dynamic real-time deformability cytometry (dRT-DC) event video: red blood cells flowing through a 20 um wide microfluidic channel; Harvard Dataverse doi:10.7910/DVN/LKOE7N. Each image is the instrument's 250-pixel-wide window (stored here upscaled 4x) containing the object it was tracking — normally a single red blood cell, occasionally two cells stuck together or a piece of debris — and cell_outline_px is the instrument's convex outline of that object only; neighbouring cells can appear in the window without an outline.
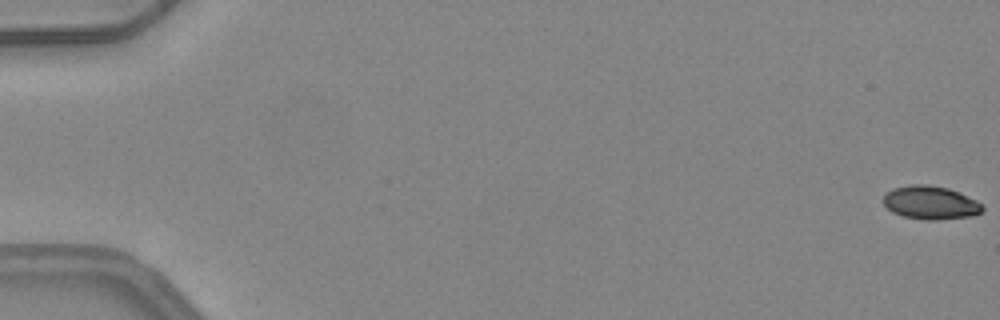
{"species": "common noctule bat (a hibernating species)", "species_latin": "Nyctalus noctula", "temperature_condition": "warm", "stored_images_in_passage": 51, "camera_frame_rate_fps": 3000, "um_per_image_px": 0.085, "animal": {"sex": "female", "body_mass_g": 24.6, "forearm_length_mm": 56.2}, "frame": {"image": 1, "passage_image": 1, "time_ms": 0.0, "image_size_px": [1000, 320], "cell_outline_px": [[984, 208], [980, 212], [972, 216], [936, 220], [924, 220], [904, 216], [892, 212], [884, 204], [884, 196], [892, 188], [912, 184], [924, 184], [948, 188], [976, 200]], "centroid_in_image_um": [79.08, 17.23], "position_along_channel_um": 5.9, "area_um2": 19.07}}
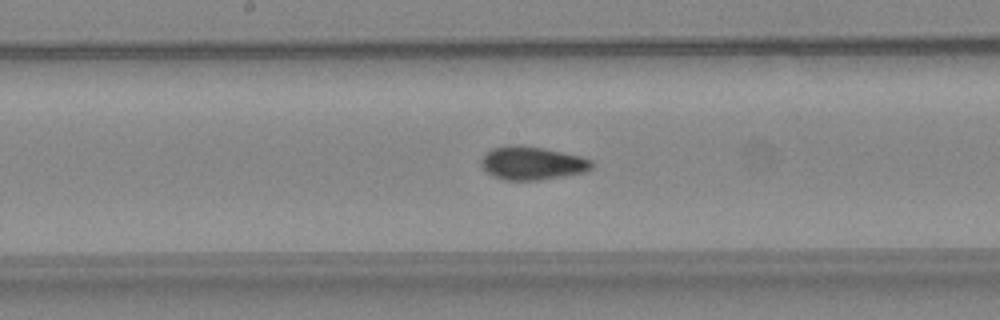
{"frame": {"image": 2, "passage_image": 28, "time_ms": 9.0, "image_size_px": [1000, 320], "cell_outline_px": [[592, 168], [584, 172], [564, 176], [540, 180], [504, 180], [492, 176], [480, 164], [480, 160], [484, 152], [492, 148], [512, 144], [516, 144], [544, 148], [580, 156], [592, 160]], "centroid_in_image_um": [45.19, 13.86], "position_along_channel_um": 203.0, "area_um2": 21.62}}
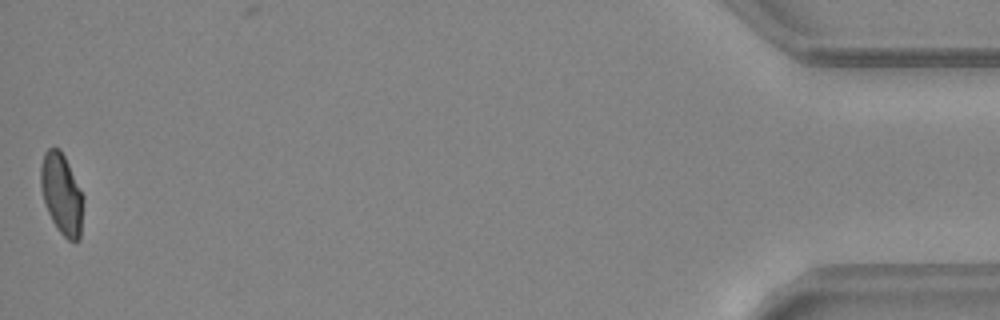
{"frame": {"image": 3, "passage_image": 51, "time_ms": 16.667, "image_size_px": [1000, 320], "cell_outline_px": [[84, 200], [80, 240], [68, 240], [56, 228], [48, 212], [44, 200], [40, 184], [40, 168], [44, 152], [48, 148], [60, 148], [84, 196]], "centroid_in_image_um": [5.25, 16.49], "position_along_channel_um": 430.0, "area_um2": 20.06}, "authors_computed_cell_mechanics": {"area_um2": 20.519, "velocity_mm_per_s": 4.1842, "shape_relaxation_time_tau1_ms": 8.5644, "shape_relaxation_time_tau2_ms": 1.1474, "deformation_change_tau1": 0.1828, "deformation_change_tau2": 0.0678}}